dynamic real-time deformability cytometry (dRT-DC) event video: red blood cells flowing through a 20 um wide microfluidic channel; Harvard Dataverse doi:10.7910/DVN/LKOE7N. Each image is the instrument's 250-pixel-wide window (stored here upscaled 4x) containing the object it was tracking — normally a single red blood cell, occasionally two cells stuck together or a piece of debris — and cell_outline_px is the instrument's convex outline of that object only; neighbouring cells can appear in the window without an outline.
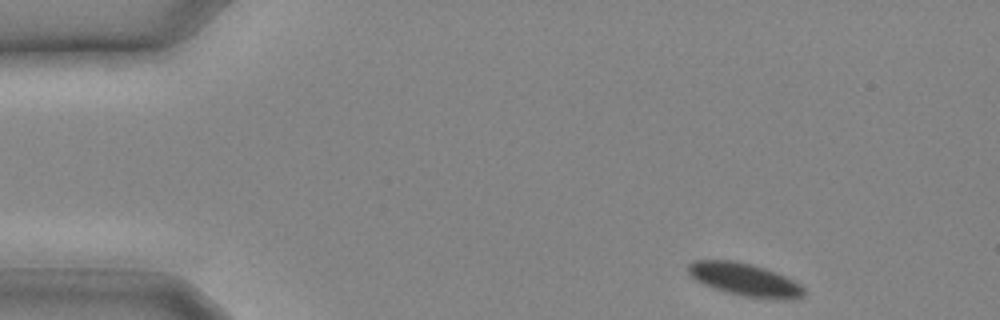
{"species": "common noctule bat (a hibernating species)", "species_latin": "Nyctalus noctula", "temperature_condition": "cold", "stored_images_in_passage": 11, "camera_frame_rate_fps": 3000, "um_per_image_px": 0.085, "animal": {"sex": "male", "body_mass_g": 20.4}, "frame": {"image": 1, "passage_image": 1, "time_ms": 0.0, "image_size_px": [1000, 320], "cell_outline_px": [[804, 296], [788, 300], [784, 300], [744, 296], [728, 292], [704, 284], [696, 280], [688, 272], [688, 264], [692, 260], [732, 260], [752, 264], [776, 272], [800, 284], [804, 288]], "centroid_in_image_um": [63.32, 23.76], "position_along_channel_um": 21.7, "area_um2": 21.91}}
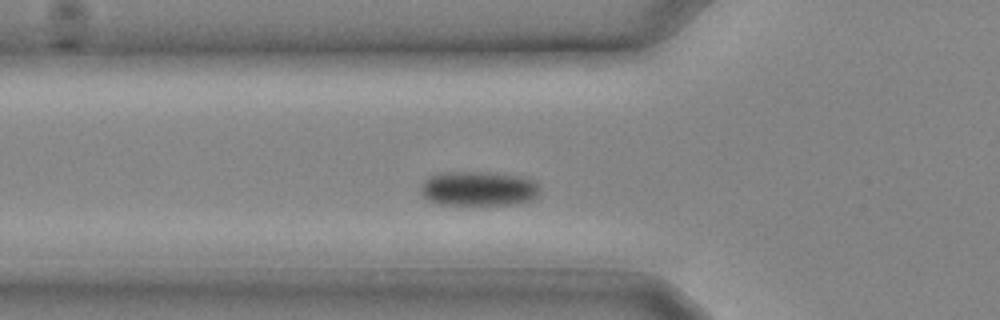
{"frame": {"image": 2, "passage_image": 7, "time_ms": 2.0, "image_size_px": [1000, 320], "cell_outline_px": [[540, 192], [532, 200], [516, 204], [436, 204], [428, 200], [420, 192], [420, 184], [428, 176], [440, 172], [488, 172], [524, 176], [532, 180], [540, 188]], "centroid_in_image_um": [40.65, 16.02], "position_along_channel_um": 85.2, "area_um2": 24.28}}
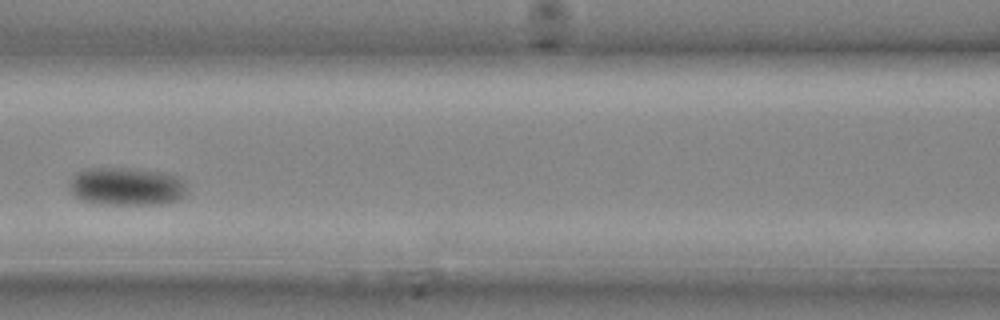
{"frame": {"image": 3, "passage_image": 10, "time_ms": 3.0, "image_size_px": [1000, 320], "cell_outline_px": [[188, 192], [180, 200], [168, 204], [96, 204], [80, 200], [72, 196], [68, 188], [68, 184], [72, 176], [76, 172], [84, 168], [136, 168], [160, 172], [180, 176]], "centroid_in_image_um": [10.72, 15.85], "position_along_channel_um": 155.9, "area_um2": 26.88}}